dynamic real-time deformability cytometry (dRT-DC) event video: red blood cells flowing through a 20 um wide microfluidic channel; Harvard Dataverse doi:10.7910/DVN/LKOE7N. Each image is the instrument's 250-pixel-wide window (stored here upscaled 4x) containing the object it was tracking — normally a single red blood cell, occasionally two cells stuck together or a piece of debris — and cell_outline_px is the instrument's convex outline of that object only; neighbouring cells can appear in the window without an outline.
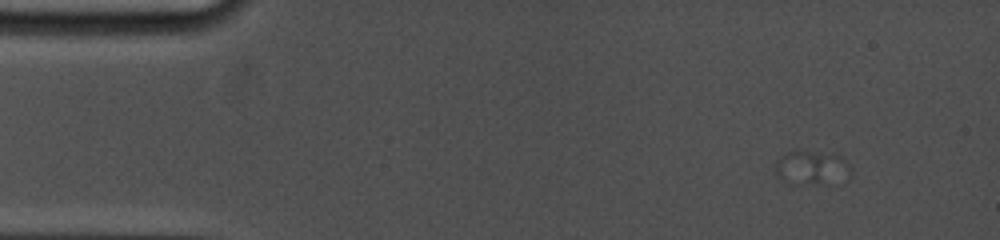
{"species": "common noctule bat (a hibernating species)", "species_latin": "Nyctalus noctula", "temperature_condition": "cold", "stored_images_in_passage": 3, "camera_frame_rate_fps": 5000, "um_per_image_px": 0.085, "animal": {"sex": "female", "body_mass_g": 19.0, "forearm_length_mm": 53.3}, "frame": {"image": 1, "passage_image": 2, "time_ms": 0.2, "image_size_px": [1000, 240], "cell_outline_px": [[852, 176], [828, 184], [792, 184], [776, 176], [776, 160], [780, 156], [788, 152], [832, 152], [844, 156], [852, 168]], "centroid_in_image_um": [69.08, 14.26], "position_along_channel_um": 15.9, "area_um2": 15.37}}